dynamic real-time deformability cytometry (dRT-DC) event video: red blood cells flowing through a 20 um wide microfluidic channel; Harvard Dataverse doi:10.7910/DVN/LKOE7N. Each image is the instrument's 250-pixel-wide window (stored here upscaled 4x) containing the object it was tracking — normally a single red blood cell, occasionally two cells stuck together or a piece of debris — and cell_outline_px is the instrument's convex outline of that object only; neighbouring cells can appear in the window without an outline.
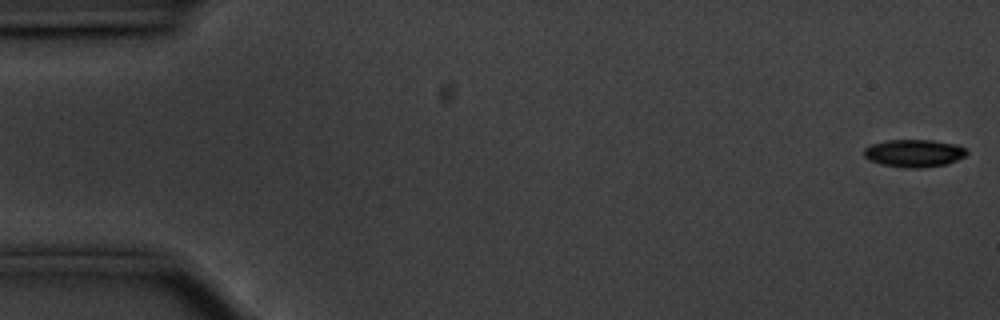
{"species": "common noctule bat (a hibernating species)", "species_latin": "Nyctalus noctula", "temperature_condition": "cold", "stored_images_in_passage": 53, "camera_frame_rate_fps": 3000, "um_per_image_px": 0.085, "animal": {"sex": "male", "body_mass_g": 20.1, "forearm_length_mm": 53.5}, "frame": {"image": 1, "passage_image": 1, "time_ms": 0.0, "image_size_px": [1000, 320], "cell_outline_px": [[968, 152], [964, 156], [956, 160], [944, 164], [916, 168], [904, 168], [884, 164], [868, 160], [864, 156], [864, 148], [872, 144], [888, 140], [932, 140], [956, 144], [964, 148]], "centroid_in_image_um": [77.67, 13.01], "position_along_channel_um": 7.3, "area_um2": 16.3}}
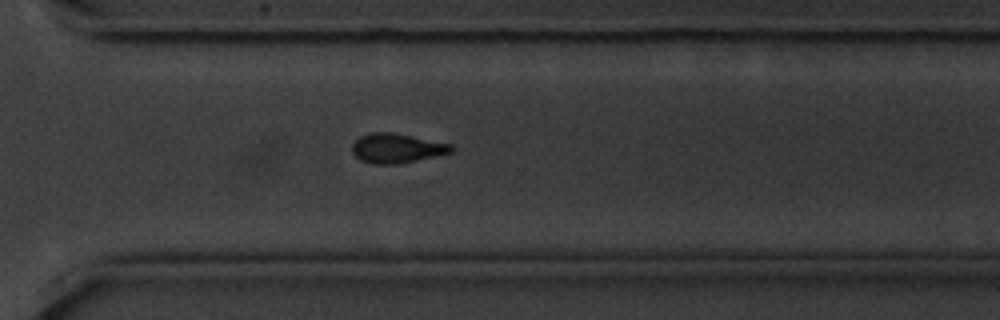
{"frame": {"image": 2, "passage_image": 40, "time_ms": 13.0, "image_size_px": [1000, 320], "cell_outline_px": [[452, 152], [416, 160], [396, 164], [372, 164], [360, 160], [352, 152], [352, 144], [360, 136], [372, 132], [392, 132], [452, 144]], "centroid_in_image_um": [33.68, 12.59], "position_along_channel_um": 336.9, "area_um2": 16.88}}
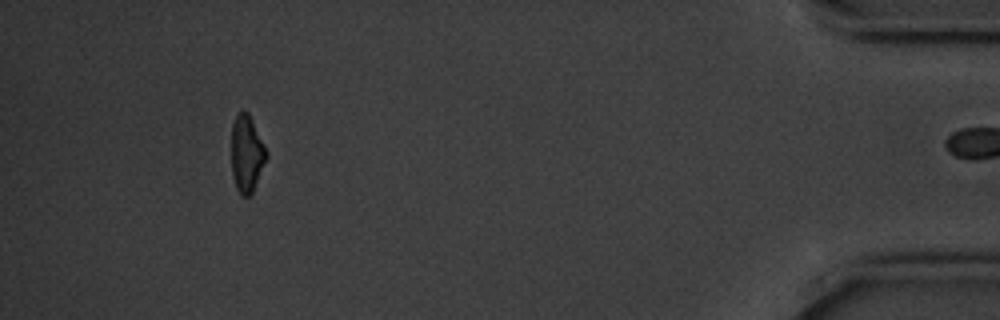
{"frame": {"image": 3, "passage_image": 52, "time_ms": 17.0, "image_size_px": [1000, 320], "cell_outline_px": [[268, 156], [252, 192], [248, 196], [240, 196], [236, 188], [232, 176], [232, 124], [236, 116], [240, 112], [248, 112], [268, 152]], "centroid_in_image_um": [20.97, 13.09], "position_along_channel_um": 414.2, "area_um2": 15.55}}